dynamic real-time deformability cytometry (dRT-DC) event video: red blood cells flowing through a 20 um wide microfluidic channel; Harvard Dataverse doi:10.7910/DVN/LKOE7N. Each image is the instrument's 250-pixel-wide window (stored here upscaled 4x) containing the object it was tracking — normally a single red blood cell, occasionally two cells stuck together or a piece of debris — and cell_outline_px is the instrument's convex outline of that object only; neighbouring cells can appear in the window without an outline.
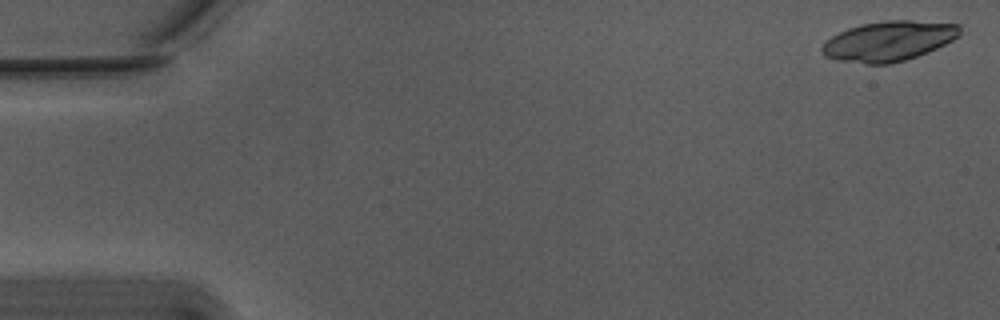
{"species": "Egyptian fruit bat (a non-hibernating species)", "species_latin": "Rousettus aegyptiacus", "temperature_condition": "warm", "stored_images_in_passage": 11, "camera_frame_rate_fps": 3000, "um_per_image_px": 0.085, "animal": {"sex": "male"}, "frame": {"image": 1, "passage_image": 2, "time_ms": 0.333, "image_size_px": [1000, 320], "cell_outline_px": [[960, 36], [928, 52], [892, 64], [864, 64], [836, 60], [824, 56], [820, 52], [820, 48], [832, 36], [848, 28], [860, 24], [884, 20], [912, 20], [960, 24]], "centroid_in_image_um": [75.52, 3.49], "position_along_channel_um": 9.5, "area_um2": 32.25}}